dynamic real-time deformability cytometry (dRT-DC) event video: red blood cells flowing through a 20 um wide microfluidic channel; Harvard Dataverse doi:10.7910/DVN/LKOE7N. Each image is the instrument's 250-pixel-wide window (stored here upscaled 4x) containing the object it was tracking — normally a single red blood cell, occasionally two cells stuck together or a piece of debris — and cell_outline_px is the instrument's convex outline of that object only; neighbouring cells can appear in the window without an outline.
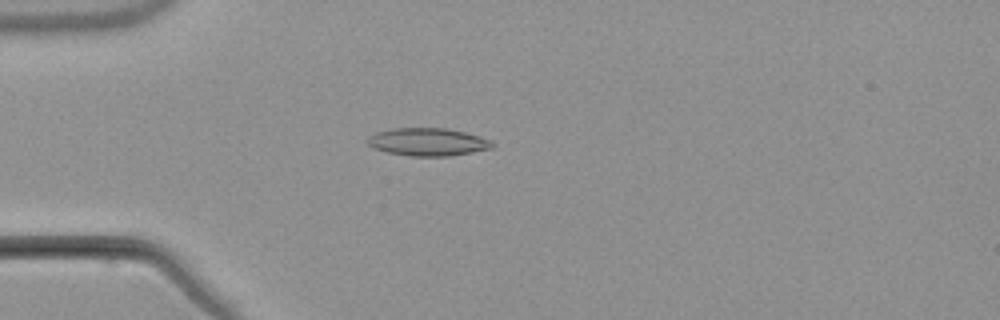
{"species": "common noctule bat (a hibernating species)", "species_latin": "Nyctalus noctula", "temperature_condition": "warm", "stored_images_in_passage": 4, "camera_frame_rate_fps": 3000, "um_per_image_px": 0.085, "animal": {"sex": "male", "body_mass_g": 21.5, "forearm_length_mm": 52.0}, "frame": {"image": 1, "passage_image": 4, "time_ms": 3.667, "image_size_px": [1000, 320], "cell_outline_px": [[496, 144], [492, 148], [452, 156], [408, 156], [388, 152], [372, 148], [364, 140], [368, 136], [376, 132], [392, 128], [444, 128], [464, 132], [480, 136], [492, 140]], "centroid_in_image_um": [36.35, 12.06], "position_along_channel_um": 48.7, "area_um2": 20.46}}